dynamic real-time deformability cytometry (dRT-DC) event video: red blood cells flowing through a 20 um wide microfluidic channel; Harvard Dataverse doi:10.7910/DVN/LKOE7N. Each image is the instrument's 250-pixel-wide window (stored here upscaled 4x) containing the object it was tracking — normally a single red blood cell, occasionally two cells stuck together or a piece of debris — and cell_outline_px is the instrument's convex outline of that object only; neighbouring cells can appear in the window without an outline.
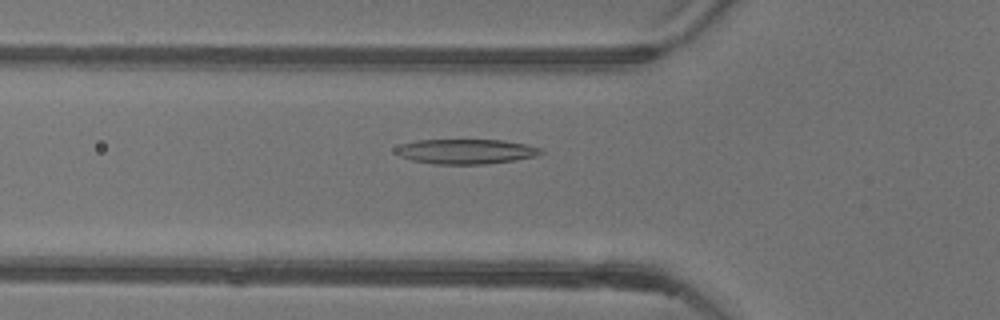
{"species": "common noctule bat (a hibernating species)", "species_latin": "Nyctalus noctula", "temperature_condition": "warm", "stored_images_in_passage": 42, "camera_frame_rate_fps": 3000, "um_per_image_px": 0.085, "animal": {"sex": "female"}, "frame": {"image": 1, "passage_image": 8, "time_ms": 2.333, "image_size_px": [1000, 320], "cell_outline_px": [[544, 152], [536, 156], [512, 160], [484, 164], [436, 164], [412, 160], [400, 156], [396, 152], [396, 148], [400, 144], [416, 140], [500, 140], [524, 144], [540, 148]], "centroid_in_image_um": [39.57, 12.87], "position_along_channel_um": 86.2, "area_um2": 20.75}}
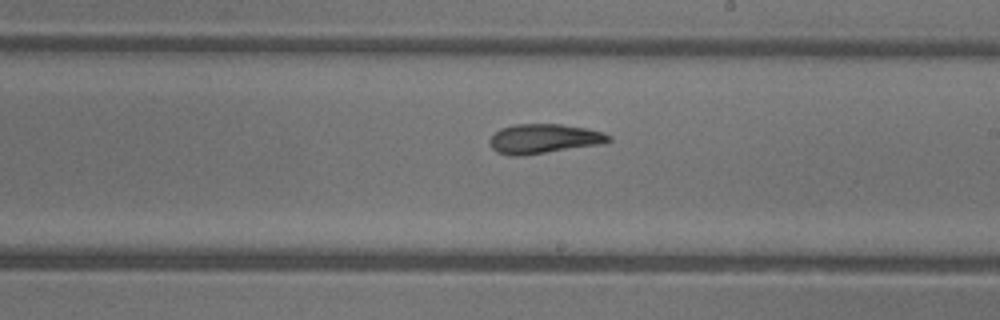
{"frame": {"image": 2, "passage_image": 20, "time_ms": 6.333, "image_size_px": [1000, 320], "cell_outline_px": [[612, 140], [600, 144], [520, 156], [508, 156], [496, 152], [488, 144], [488, 140], [500, 128], [516, 124], [560, 124], [588, 128], [604, 132], [612, 136]], "centroid_in_image_um": [46.21, 11.79], "position_along_channel_um": 242.8, "area_um2": 20.58}}
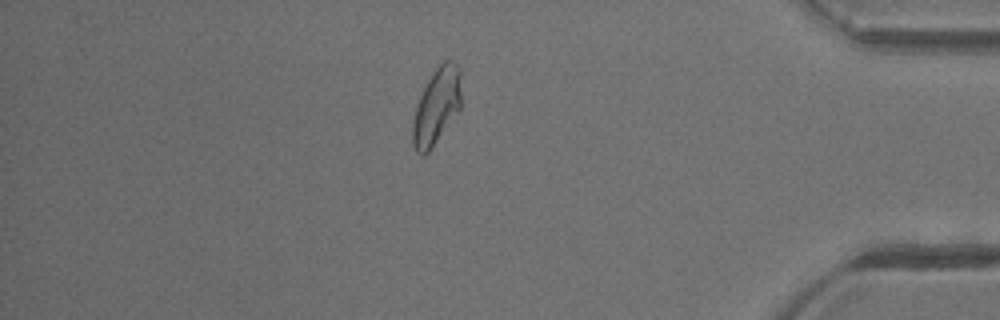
{"frame": {"image": 3, "passage_image": 35, "time_ms": 11.333, "image_size_px": [1000, 320], "cell_outline_px": [[460, 108], [428, 152], [424, 156], [420, 156], [416, 152], [412, 144], [412, 124], [416, 104], [428, 80], [436, 68], [444, 60], [448, 60], [456, 64], [460, 68]], "centroid_in_image_um": [37.08, 9.05], "position_along_channel_um": 398.1, "area_um2": 21.27}, "authors_computed_cell_mechanics": {"area_um2": 21.097, "velocity_mm_per_s": 3.8991, "shape_relaxation_time_tau1_ms": 8.9657, "shape_relaxation_time_tau2_ms": 4.5345, "deformation_change_tau1": 0.2625, "deformation_change_tau2": 0.0906}}